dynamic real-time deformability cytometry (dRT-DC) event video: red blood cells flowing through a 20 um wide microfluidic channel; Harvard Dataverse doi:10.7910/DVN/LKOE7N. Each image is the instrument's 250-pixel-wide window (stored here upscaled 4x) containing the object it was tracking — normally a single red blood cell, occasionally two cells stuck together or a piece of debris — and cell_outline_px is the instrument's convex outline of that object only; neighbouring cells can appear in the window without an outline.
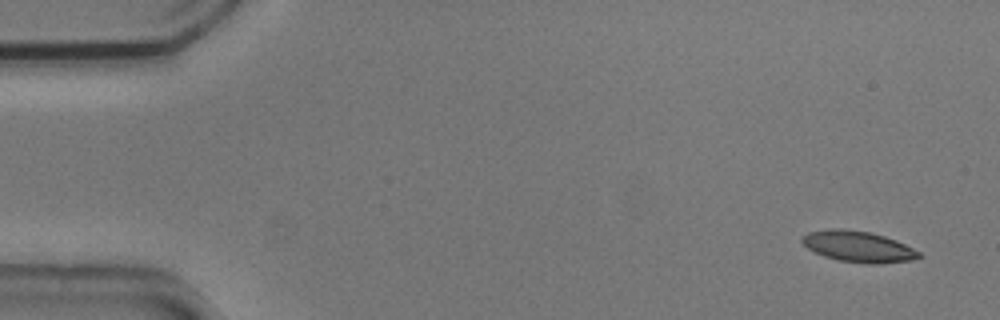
{"species": "common noctule bat (a hibernating species)", "species_latin": "Nyctalus noctula", "temperature_condition": "cold", "stored_images_in_passage": 6, "camera_frame_rate_fps": 3000, "um_per_image_px": 0.085, "animal": {"sex": "male", "body_mass_g": 20.5, "forearm_length_mm": 52.5}, "frame": {"image": 1, "passage_image": 1, "time_ms": 0.0, "image_size_px": [1000, 320], "cell_outline_px": [[924, 256], [912, 260], [880, 264], [868, 264], [840, 260], [824, 256], [808, 248], [800, 240], [808, 232], [832, 228], [840, 228], [872, 232], [896, 240], [920, 252]], "centroid_in_image_um": [72.98, 20.96], "position_along_channel_um": 12.0, "area_um2": 21.1}}
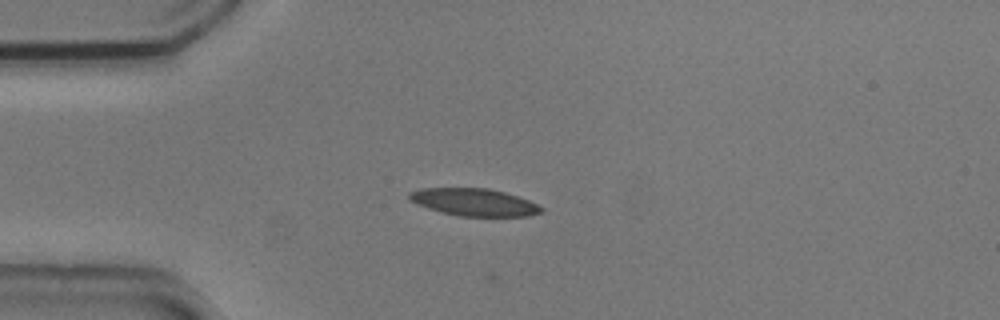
{"frame": {"image": 2, "passage_image": 4, "time_ms": 1.0, "image_size_px": [1000, 320], "cell_outline_px": [[544, 212], [528, 216], [460, 216], [440, 212], [416, 204], [408, 200], [408, 192], [420, 188], [488, 188], [504, 192], [528, 200], [544, 208]], "centroid_in_image_um": [40.26, 17.18], "position_along_channel_um": 44.7, "area_um2": 21.15}}